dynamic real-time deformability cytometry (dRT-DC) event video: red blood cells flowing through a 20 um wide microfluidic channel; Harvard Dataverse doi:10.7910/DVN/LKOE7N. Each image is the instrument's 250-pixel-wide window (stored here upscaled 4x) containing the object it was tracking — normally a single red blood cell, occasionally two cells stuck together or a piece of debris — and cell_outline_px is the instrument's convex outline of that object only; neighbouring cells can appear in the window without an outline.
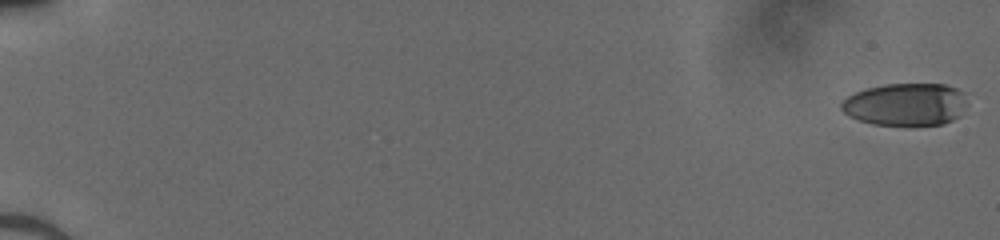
{"species": "human", "species_latin": "Homo sapiens", "temperature_condition": "cold", "stored_images_in_passage": 52, "camera_frame_rate_fps": 3000, "um_per_image_px": 0.085, "donor": {"sex": "male"}, "frame": {"image": 1, "passage_image": 1, "time_ms": 0.0, "image_size_px": [1000, 240], "cell_outline_px": [[968, 104], [960, 116], [952, 120], [940, 124], [872, 124], [848, 116], [840, 108], [840, 104], [848, 96], [856, 92], [868, 88], [884, 84], [944, 84], [956, 88], [964, 92]], "centroid_in_image_um": [77.01, 8.86], "position_along_channel_um": 8.0, "area_um2": 31.1}}
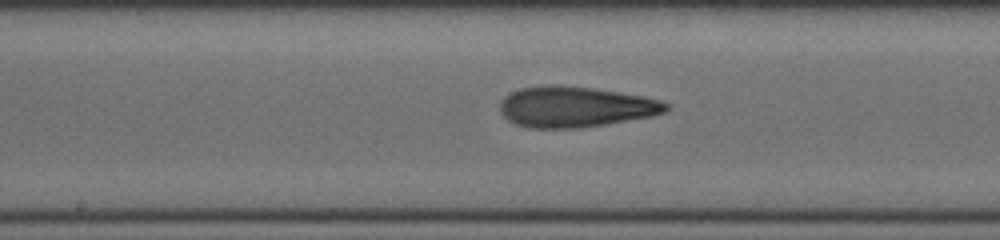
{"frame": {"image": 2, "passage_image": 30, "time_ms": 9.667, "image_size_px": [1000, 240], "cell_outline_px": [[668, 108], [664, 112], [652, 116], [580, 128], [532, 128], [516, 124], [508, 120], [500, 112], [500, 100], [504, 96], [520, 88], [548, 84], [556, 84], [592, 88], [640, 96], [660, 100], [668, 104]], "centroid_in_image_um": [48.84, 9.08], "position_along_channel_um": 199.4, "area_um2": 39.19}}
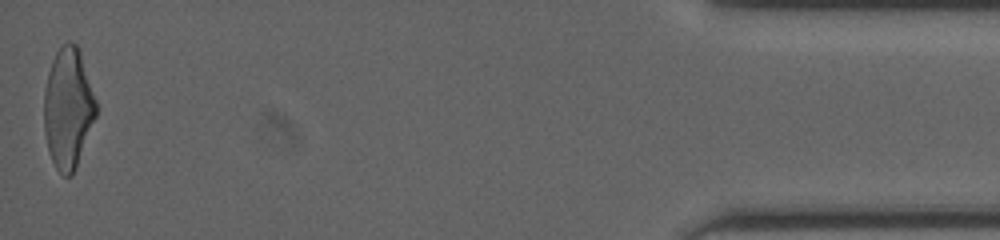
{"frame": {"image": 3, "passage_image": 52, "time_ms": 17.0, "image_size_px": [1000, 240], "cell_outline_px": [[96, 116], [76, 168], [72, 176], [64, 176], [56, 168], [48, 152], [44, 132], [44, 92], [48, 72], [52, 60], [56, 52], [68, 40], [72, 40], [76, 44], [80, 52], [96, 100]], "centroid_in_image_um": [5.77, 9.21], "position_along_channel_um": 429.4, "area_um2": 36.53}}